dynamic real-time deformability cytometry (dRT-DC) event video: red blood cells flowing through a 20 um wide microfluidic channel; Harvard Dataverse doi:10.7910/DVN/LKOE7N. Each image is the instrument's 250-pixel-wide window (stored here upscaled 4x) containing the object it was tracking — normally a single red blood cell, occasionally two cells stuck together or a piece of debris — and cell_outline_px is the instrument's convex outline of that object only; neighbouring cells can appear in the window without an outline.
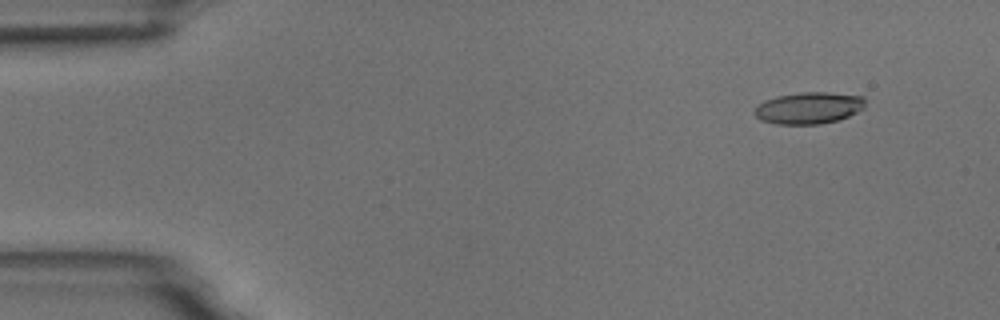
{"species": "common noctule bat (a hibernating species)", "species_latin": "Nyctalus noctula", "temperature_condition": "room temperature", "stored_images_in_passage": 5, "camera_frame_rate_fps": 3000, "um_per_image_px": 0.085, "animal": {"sex": "male", "body_mass_g": 18.8}, "frame": {"image": 1, "passage_image": 2, "time_ms": 1.0, "image_size_px": [1000, 320], "cell_outline_px": [[864, 108], [840, 120], [820, 124], [776, 124], [760, 120], [752, 112], [764, 100], [776, 96], [800, 92], [828, 92], [864, 96]], "centroid_in_image_um": [68.74, 9.17], "position_along_channel_um": 16.3, "area_um2": 20.58}}
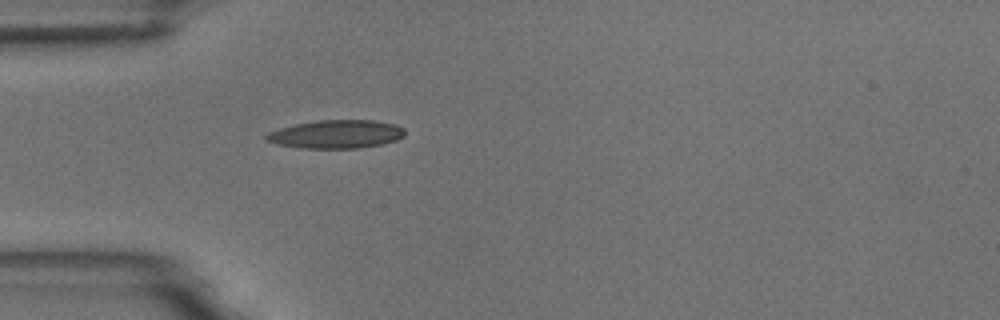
{"frame": {"image": 2, "passage_image": 5, "time_ms": 4.667, "image_size_px": [1000, 320], "cell_outline_px": [[404, 136], [396, 140], [380, 144], [356, 148], [300, 148], [276, 144], [264, 140], [264, 136], [268, 132], [280, 128], [296, 124], [316, 120], [372, 120], [396, 124], [404, 128]], "centroid_in_image_um": [28.54, 11.4], "position_along_channel_um": 56.5, "area_um2": 22.89}}